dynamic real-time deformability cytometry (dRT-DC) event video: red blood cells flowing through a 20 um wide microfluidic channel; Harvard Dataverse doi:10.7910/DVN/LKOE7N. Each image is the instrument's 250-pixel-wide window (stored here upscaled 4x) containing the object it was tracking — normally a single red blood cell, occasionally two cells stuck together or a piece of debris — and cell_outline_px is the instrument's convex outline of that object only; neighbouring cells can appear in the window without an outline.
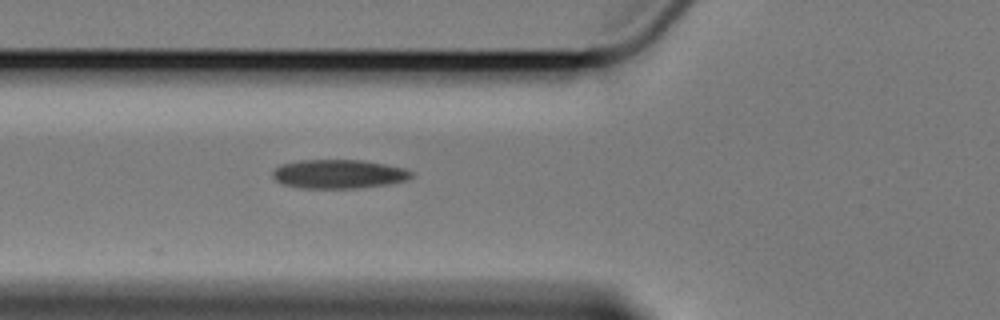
{"species": "Egyptian fruit bat (a non-hibernating species)", "species_latin": "Rousettus aegyptiacus", "temperature_condition": "cold", "stored_images_in_passage": 6, "camera_frame_rate_fps": 3000, "um_per_image_px": 0.085, "animal": {"sex": "female"}, "frame": {"image": 1, "passage_image": 6, "time_ms": 6.667, "image_size_px": [1000, 320], "cell_outline_px": [[412, 176], [404, 180], [388, 184], [356, 188], [300, 188], [284, 184], [276, 180], [272, 176], [272, 172], [280, 164], [300, 160], [364, 160], [404, 168], [412, 172]], "centroid_in_image_um": [28.75, 14.78], "position_along_channel_um": 97.0, "area_um2": 23.24}}